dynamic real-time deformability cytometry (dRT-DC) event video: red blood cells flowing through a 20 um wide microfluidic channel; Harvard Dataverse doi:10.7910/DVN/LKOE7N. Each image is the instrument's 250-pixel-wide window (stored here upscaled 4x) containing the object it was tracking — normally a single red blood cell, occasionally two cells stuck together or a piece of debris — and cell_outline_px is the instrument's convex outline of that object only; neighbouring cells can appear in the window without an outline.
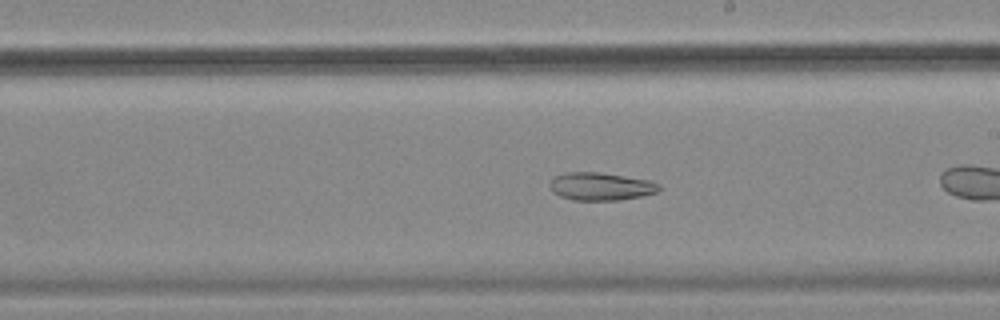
{"species": "common noctule bat (a hibernating species)", "species_latin": "Nyctalus noctula", "temperature_condition": "cold", "stored_images_in_passage": 46, "camera_frame_rate_fps": 3000, "um_per_image_px": 0.085, "animal": {"sex": "female", "body_mass_g": 18.4}, "frame": {"image": 1, "passage_image": 20, "time_ms": 6.333, "image_size_px": [1000, 320], "cell_outline_px": [[660, 188], [656, 192], [640, 196], [620, 200], [572, 200], [560, 196], [552, 192], [548, 184], [556, 176], [564, 172], [596, 172], [648, 180], [660, 184]], "centroid_in_image_um": [51.02, 15.85], "position_along_channel_um": 238.0, "area_um2": 17.57}}